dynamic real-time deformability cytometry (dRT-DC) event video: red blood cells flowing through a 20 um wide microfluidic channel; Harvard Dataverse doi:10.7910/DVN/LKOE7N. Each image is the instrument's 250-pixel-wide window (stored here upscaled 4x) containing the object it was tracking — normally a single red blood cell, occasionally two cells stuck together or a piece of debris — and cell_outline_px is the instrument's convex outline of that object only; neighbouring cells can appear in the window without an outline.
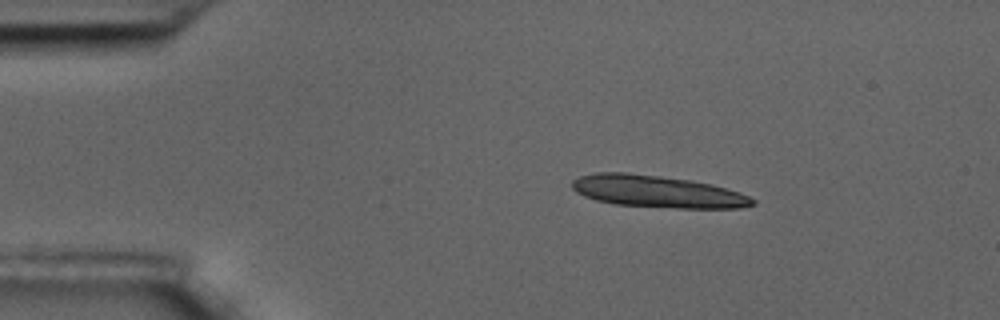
{"species": "common noctule bat (a hibernating species)", "species_latin": "Nyctalus noctula", "temperature_condition": "room temperature", "stored_images_in_passage": 9, "camera_frame_rate_fps": 3000, "um_per_image_px": 0.085, "animal": {"sex": "male", "body_mass_g": 17.5, "forearm_length_mm": 52.3}, "frame": {"image": 1, "passage_image": 1, "time_ms": 0.0, "image_size_px": [1000, 320], "cell_outline_px": [[756, 204], [740, 208], [676, 208], [612, 204], [596, 200], [584, 196], [576, 192], [572, 188], [572, 180], [580, 176], [596, 172], [628, 172], [692, 180], [712, 184], [740, 192], [756, 200]], "centroid_in_image_um": [55.87, 16.28], "position_along_channel_um": 29.1, "area_um2": 33.93}}